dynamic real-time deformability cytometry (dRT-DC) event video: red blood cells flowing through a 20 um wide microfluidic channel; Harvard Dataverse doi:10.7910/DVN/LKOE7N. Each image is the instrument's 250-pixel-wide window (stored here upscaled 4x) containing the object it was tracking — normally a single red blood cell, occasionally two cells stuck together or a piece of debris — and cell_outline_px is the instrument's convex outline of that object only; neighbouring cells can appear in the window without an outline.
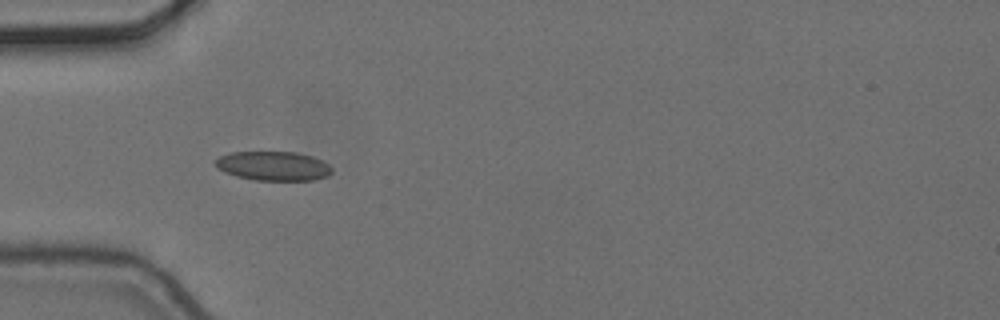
{"species": "common noctule bat (a hibernating species)", "species_latin": "Nyctalus noctula", "temperature_condition": "cold", "stored_images_in_passage": 7, "camera_frame_rate_fps": 3000, "um_per_image_px": 0.085, "animal": {"sex": "female", "body_mass_g": 24.6, "forearm_length_mm": 56.2}, "frame": {"image": 1, "passage_image": 6, "time_ms": 1.667, "image_size_px": [1000, 320], "cell_outline_px": [[332, 172], [328, 176], [312, 180], [256, 180], [236, 176], [224, 172], [216, 164], [216, 160], [220, 156], [232, 152], [296, 152], [312, 156], [328, 164], [332, 168]], "centroid_in_image_um": [23.26, 14.11], "position_along_channel_um": 61.7, "area_um2": 19.65}}
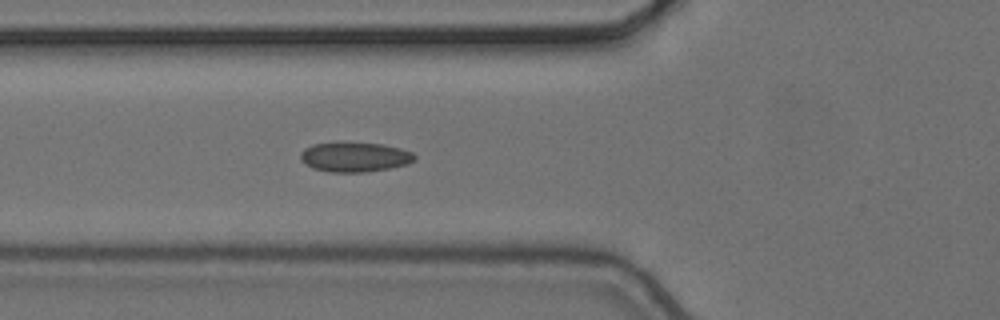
{"frame": {"image": 2, "passage_image": 7, "time_ms": 2.0, "image_size_px": [1000, 320], "cell_outline_px": [[416, 160], [408, 164], [388, 168], [364, 172], [328, 172], [312, 168], [300, 160], [300, 152], [304, 148], [312, 144], [340, 140], [344, 140], [384, 144], [400, 148], [412, 152], [416, 156]], "centroid_in_image_um": [30.11, 13.3], "position_along_channel_um": 95.7, "area_um2": 20.52}}